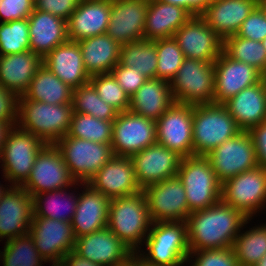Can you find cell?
I'll return each instance as SVG.
<instances>
[{"label": "cell", "instance_id": "obj_35", "mask_svg": "<svg viewBox=\"0 0 266 266\" xmlns=\"http://www.w3.org/2000/svg\"><path fill=\"white\" fill-rule=\"evenodd\" d=\"M72 92V88L42 64L24 96L27 99L47 104H72Z\"/></svg>", "mask_w": 266, "mask_h": 266}, {"label": "cell", "instance_id": "obj_6", "mask_svg": "<svg viewBox=\"0 0 266 266\" xmlns=\"http://www.w3.org/2000/svg\"><path fill=\"white\" fill-rule=\"evenodd\" d=\"M177 176L183 183L190 213L221 200L222 184L205 156L183 157Z\"/></svg>", "mask_w": 266, "mask_h": 266}, {"label": "cell", "instance_id": "obj_22", "mask_svg": "<svg viewBox=\"0 0 266 266\" xmlns=\"http://www.w3.org/2000/svg\"><path fill=\"white\" fill-rule=\"evenodd\" d=\"M73 251L101 266H116L134 253L108 227L76 238Z\"/></svg>", "mask_w": 266, "mask_h": 266}, {"label": "cell", "instance_id": "obj_30", "mask_svg": "<svg viewBox=\"0 0 266 266\" xmlns=\"http://www.w3.org/2000/svg\"><path fill=\"white\" fill-rule=\"evenodd\" d=\"M42 64V58L30 50L0 56V84L21 97Z\"/></svg>", "mask_w": 266, "mask_h": 266}, {"label": "cell", "instance_id": "obj_34", "mask_svg": "<svg viewBox=\"0 0 266 266\" xmlns=\"http://www.w3.org/2000/svg\"><path fill=\"white\" fill-rule=\"evenodd\" d=\"M32 198L33 216L71 222L78 203V182L69 188L40 193Z\"/></svg>", "mask_w": 266, "mask_h": 266}, {"label": "cell", "instance_id": "obj_28", "mask_svg": "<svg viewBox=\"0 0 266 266\" xmlns=\"http://www.w3.org/2000/svg\"><path fill=\"white\" fill-rule=\"evenodd\" d=\"M42 61L43 65L72 89L89 83L90 76L84 68L77 41L68 40L57 46Z\"/></svg>", "mask_w": 266, "mask_h": 266}, {"label": "cell", "instance_id": "obj_11", "mask_svg": "<svg viewBox=\"0 0 266 266\" xmlns=\"http://www.w3.org/2000/svg\"><path fill=\"white\" fill-rule=\"evenodd\" d=\"M218 181L223 184L230 178L259 166L256 150L248 131H241L205 156Z\"/></svg>", "mask_w": 266, "mask_h": 266}, {"label": "cell", "instance_id": "obj_17", "mask_svg": "<svg viewBox=\"0 0 266 266\" xmlns=\"http://www.w3.org/2000/svg\"><path fill=\"white\" fill-rule=\"evenodd\" d=\"M130 158L136 181L143 190L147 185L176 177L183 157L176 151L155 143L132 154Z\"/></svg>", "mask_w": 266, "mask_h": 266}, {"label": "cell", "instance_id": "obj_42", "mask_svg": "<svg viewBox=\"0 0 266 266\" xmlns=\"http://www.w3.org/2000/svg\"><path fill=\"white\" fill-rule=\"evenodd\" d=\"M155 45L157 50L156 78L170 83L185 57L173 37L155 40Z\"/></svg>", "mask_w": 266, "mask_h": 266}, {"label": "cell", "instance_id": "obj_61", "mask_svg": "<svg viewBox=\"0 0 266 266\" xmlns=\"http://www.w3.org/2000/svg\"><path fill=\"white\" fill-rule=\"evenodd\" d=\"M142 266H153V265H149L146 262L142 261Z\"/></svg>", "mask_w": 266, "mask_h": 266}, {"label": "cell", "instance_id": "obj_39", "mask_svg": "<svg viewBox=\"0 0 266 266\" xmlns=\"http://www.w3.org/2000/svg\"><path fill=\"white\" fill-rule=\"evenodd\" d=\"M223 51L232 59L253 66L266 77V51L262 42L233 35L223 41Z\"/></svg>", "mask_w": 266, "mask_h": 266}, {"label": "cell", "instance_id": "obj_32", "mask_svg": "<svg viewBox=\"0 0 266 266\" xmlns=\"http://www.w3.org/2000/svg\"><path fill=\"white\" fill-rule=\"evenodd\" d=\"M192 15L183 7L149 0L144 25V40H158L173 37Z\"/></svg>", "mask_w": 266, "mask_h": 266}, {"label": "cell", "instance_id": "obj_27", "mask_svg": "<svg viewBox=\"0 0 266 266\" xmlns=\"http://www.w3.org/2000/svg\"><path fill=\"white\" fill-rule=\"evenodd\" d=\"M242 131L266 120V77L223 103Z\"/></svg>", "mask_w": 266, "mask_h": 266}, {"label": "cell", "instance_id": "obj_4", "mask_svg": "<svg viewBox=\"0 0 266 266\" xmlns=\"http://www.w3.org/2000/svg\"><path fill=\"white\" fill-rule=\"evenodd\" d=\"M72 104H47L19 98L16 126L39 137L46 144H55L67 135L72 120Z\"/></svg>", "mask_w": 266, "mask_h": 266}, {"label": "cell", "instance_id": "obj_1", "mask_svg": "<svg viewBox=\"0 0 266 266\" xmlns=\"http://www.w3.org/2000/svg\"><path fill=\"white\" fill-rule=\"evenodd\" d=\"M247 219L240 210L222 200L190 213L186 220L190 252L232 247Z\"/></svg>", "mask_w": 266, "mask_h": 266}, {"label": "cell", "instance_id": "obj_16", "mask_svg": "<svg viewBox=\"0 0 266 266\" xmlns=\"http://www.w3.org/2000/svg\"><path fill=\"white\" fill-rule=\"evenodd\" d=\"M29 233L47 263L62 262L74 250L76 237L71 222L33 216Z\"/></svg>", "mask_w": 266, "mask_h": 266}, {"label": "cell", "instance_id": "obj_44", "mask_svg": "<svg viewBox=\"0 0 266 266\" xmlns=\"http://www.w3.org/2000/svg\"><path fill=\"white\" fill-rule=\"evenodd\" d=\"M89 83L105 103L113 106L119 112L129 110L130 97L111 73L91 76Z\"/></svg>", "mask_w": 266, "mask_h": 266}, {"label": "cell", "instance_id": "obj_14", "mask_svg": "<svg viewBox=\"0 0 266 266\" xmlns=\"http://www.w3.org/2000/svg\"><path fill=\"white\" fill-rule=\"evenodd\" d=\"M157 143L156 121L128 111L119 112L113 121L112 151L116 156H131Z\"/></svg>", "mask_w": 266, "mask_h": 266}, {"label": "cell", "instance_id": "obj_51", "mask_svg": "<svg viewBox=\"0 0 266 266\" xmlns=\"http://www.w3.org/2000/svg\"><path fill=\"white\" fill-rule=\"evenodd\" d=\"M254 144L258 164L266 169V120L248 130Z\"/></svg>", "mask_w": 266, "mask_h": 266}, {"label": "cell", "instance_id": "obj_29", "mask_svg": "<svg viewBox=\"0 0 266 266\" xmlns=\"http://www.w3.org/2000/svg\"><path fill=\"white\" fill-rule=\"evenodd\" d=\"M30 51L42 59L57 46L68 41L67 21L34 9L28 17Z\"/></svg>", "mask_w": 266, "mask_h": 266}, {"label": "cell", "instance_id": "obj_19", "mask_svg": "<svg viewBox=\"0 0 266 266\" xmlns=\"http://www.w3.org/2000/svg\"><path fill=\"white\" fill-rule=\"evenodd\" d=\"M214 74L215 104H223L241 90L259 83L265 77L253 66L232 59L224 51L214 61Z\"/></svg>", "mask_w": 266, "mask_h": 266}, {"label": "cell", "instance_id": "obj_54", "mask_svg": "<svg viewBox=\"0 0 266 266\" xmlns=\"http://www.w3.org/2000/svg\"><path fill=\"white\" fill-rule=\"evenodd\" d=\"M11 128L12 126L9 123L0 122V153L5 144L7 134Z\"/></svg>", "mask_w": 266, "mask_h": 266}, {"label": "cell", "instance_id": "obj_15", "mask_svg": "<svg viewBox=\"0 0 266 266\" xmlns=\"http://www.w3.org/2000/svg\"><path fill=\"white\" fill-rule=\"evenodd\" d=\"M193 105L175 102L157 121V143L182 157L193 156Z\"/></svg>", "mask_w": 266, "mask_h": 266}, {"label": "cell", "instance_id": "obj_25", "mask_svg": "<svg viewBox=\"0 0 266 266\" xmlns=\"http://www.w3.org/2000/svg\"><path fill=\"white\" fill-rule=\"evenodd\" d=\"M260 0H213L200 15L224 41L236 35Z\"/></svg>", "mask_w": 266, "mask_h": 266}, {"label": "cell", "instance_id": "obj_24", "mask_svg": "<svg viewBox=\"0 0 266 266\" xmlns=\"http://www.w3.org/2000/svg\"><path fill=\"white\" fill-rule=\"evenodd\" d=\"M110 201L88 183H78V203L71 221L76 238L107 227Z\"/></svg>", "mask_w": 266, "mask_h": 266}, {"label": "cell", "instance_id": "obj_55", "mask_svg": "<svg viewBox=\"0 0 266 266\" xmlns=\"http://www.w3.org/2000/svg\"><path fill=\"white\" fill-rule=\"evenodd\" d=\"M116 266H142V259L136 253H133L126 261Z\"/></svg>", "mask_w": 266, "mask_h": 266}, {"label": "cell", "instance_id": "obj_56", "mask_svg": "<svg viewBox=\"0 0 266 266\" xmlns=\"http://www.w3.org/2000/svg\"><path fill=\"white\" fill-rule=\"evenodd\" d=\"M0 179H4V181L2 180V182L4 183L5 181V185L0 181V200L3 198V196L6 194V192L12 187V185L6 180V178L1 174V178Z\"/></svg>", "mask_w": 266, "mask_h": 266}, {"label": "cell", "instance_id": "obj_9", "mask_svg": "<svg viewBox=\"0 0 266 266\" xmlns=\"http://www.w3.org/2000/svg\"><path fill=\"white\" fill-rule=\"evenodd\" d=\"M221 200L247 218L262 215L266 211V169L258 166L225 181L221 187Z\"/></svg>", "mask_w": 266, "mask_h": 266}, {"label": "cell", "instance_id": "obj_38", "mask_svg": "<svg viewBox=\"0 0 266 266\" xmlns=\"http://www.w3.org/2000/svg\"><path fill=\"white\" fill-rule=\"evenodd\" d=\"M4 244L0 257V265L2 266H43L47 263L37 251L33 237L29 232L11 238Z\"/></svg>", "mask_w": 266, "mask_h": 266}, {"label": "cell", "instance_id": "obj_52", "mask_svg": "<svg viewBox=\"0 0 266 266\" xmlns=\"http://www.w3.org/2000/svg\"><path fill=\"white\" fill-rule=\"evenodd\" d=\"M164 3L181 6L192 16L201 15L213 0H159Z\"/></svg>", "mask_w": 266, "mask_h": 266}, {"label": "cell", "instance_id": "obj_57", "mask_svg": "<svg viewBox=\"0 0 266 266\" xmlns=\"http://www.w3.org/2000/svg\"><path fill=\"white\" fill-rule=\"evenodd\" d=\"M254 266H266V254Z\"/></svg>", "mask_w": 266, "mask_h": 266}, {"label": "cell", "instance_id": "obj_3", "mask_svg": "<svg viewBox=\"0 0 266 266\" xmlns=\"http://www.w3.org/2000/svg\"><path fill=\"white\" fill-rule=\"evenodd\" d=\"M151 224L143 190L111 199L107 227L134 253L143 245Z\"/></svg>", "mask_w": 266, "mask_h": 266}, {"label": "cell", "instance_id": "obj_50", "mask_svg": "<svg viewBox=\"0 0 266 266\" xmlns=\"http://www.w3.org/2000/svg\"><path fill=\"white\" fill-rule=\"evenodd\" d=\"M19 96L0 84V122L16 126Z\"/></svg>", "mask_w": 266, "mask_h": 266}, {"label": "cell", "instance_id": "obj_5", "mask_svg": "<svg viewBox=\"0 0 266 266\" xmlns=\"http://www.w3.org/2000/svg\"><path fill=\"white\" fill-rule=\"evenodd\" d=\"M241 131L223 104L193 105V156H206Z\"/></svg>", "mask_w": 266, "mask_h": 266}, {"label": "cell", "instance_id": "obj_48", "mask_svg": "<svg viewBox=\"0 0 266 266\" xmlns=\"http://www.w3.org/2000/svg\"><path fill=\"white\" fill-rule=\"evenodd\" d=\"M122 89L131 97L137 89L148 79L138 69L120 65L119 63L110 72Z\"/></svg>", "mask_w": 266, "mask_h": 266}, {"label": "cell", "instance_id": "obj_2", "mask_svg": "<svg viewBox=\"0 0 266 266\" xmlns=\"http://www.w3.org/2000/svg\"><path fill=\"white\" fill-rule=\"evenodd\" d=\"M190 253L187 224L152 222L143 245L136 254L153 266H185Z\"/></svg>", "mask_w": 266, "mask_h": 266}, {"label": "cell", "instance_id": "obj_41", "mask_svg": "<svg viewBox=\"0 0 266 266\" xmlns=\"http://www.w3.org/2000/svg\"><path fill=\"white\" fill-rule=\"evenodd\" d=\"M112 130L113 121L97 119L88 114L73 112L67 135L92 142L111 144Z\"/></svg>", "mask_w": 266, "mask_h": 266}, {"label": "cell", "instance_id": "obj_18", "mask_svg": "<svg viewBox=\"0 0 266 266\" xmlns=\"http://www.w3.org/2000/svg\"><path fill=\"white\" fill-rule=\"evenodd\" d=\"M185 58L214 62L223 51V40L200 16H192L175 33Z\"/></svg>", "mask_w": 266, "mask_h": 266}, {"label": "cell", "instance_id": "obj_53", "mask_svg": "<svg viewBox=\"0 0 266 266\" xmlns=\"http://www.w3.org/2000/svg\"><path fill=\"white\" fill-rule=\"evenodd\" d=\"M62 262L66 266H101L99 264L93 263L92 261L81 257L74 251L69 252L63 259Z\"/></svg>", "mask_w": 266, "mask_h": 266}, {"label": "cell", "instance_id": "obj_60", "mask_svg": "<svg viewBox=\"0 0 266 266\" xmlns=\"http://www.w3.org/2000/svg\"><path fill=\"white\" fill-rule=\"evenodd\" d=\"M262 44H263V47H264V49L266 51V38L262 41Z\"/></svg>", "mask_w": 266, "mask_h": 266}, {"label": "cell", "instance_id": "obj_49", "mask_svg": "<svg viewBox=\"0 0 266 266\" xmlns=\"http://www.w3.org/2000/svg\"><path fill=\"white\" fill-rule=\"evenodd\" d=\"M79 2L80 0H34V9L68 21Z\"/></svg>", "mask_w": 266, "mask_h": 266}, {"label": "cell", "instance_id": "obj_20", "mask_svg": "<svg viewBox=\"0 0 266 266\" xmlns=\"http://www.w3.org/2000/svg\"><path fill=\"white\" fill-rule=\"evenodd\" d=\"M149 0H111L106 34L121 45L144 39Z\"/></svg>", "mask_w": 266, "mask_h": 266}, {"label": "cell", "instance_id": "obj_47", "mask_svg": "<svg viewBox=\"0 0 266 266\" xmlns=\"http://www.w3.org/2000/svg\"><path fill=\"white\" fill-rule=\"evenodd\" d=\"M34 10V0H0V23L28 18Z\"/></svg>", "mask_w": 266, "mask_h": 266}, {"label": "cell", "instance_id": "obj_59", "mask_svg": "<svg viewBox=\"0 0 266 266\" xmlns=\"http://www.w3.org/2000/svg\"><path fill=\"white\" fill-rule=\"evenodd\" d=\"M260 4L265 8L266 10V0H260Z\"/></svg>", "mask_w": 266, "mask_h": 266}, {"label": "cell", "instance_id": "obj_45", "mask_svg": "<svg viewBox=\"0 0 266 266\" xmlns=\"http://www.w3.org/2000/svg\"><path fill=\"white\" fill-rule=\"evenodd\" d=\"M187 266H239L232 247L192 251Z\"/></svg>", "mask_w": 266, "mask_h": 266}, {"label": "cell", "instance_id": "obj_12", "mask_svg": "<svg viewBox=\"0 0 266 266\" xmlns=\"http://www.w3.org/2000/svg\"><path fill=\"white\" fill-rule=\"evenodd\" d=\"M75 183L62 153L55 144H46L38 153L30 175L21 187L33 197L40 193L69 188Z\"/></svg>", "mask_w": 266, "mask_h": 266}, {"label": "cell", "instance_id": "obj_7", "mask_svg": "<svg viewBox=\"0 0 266 266\" xmlns=\"http://www.w3.org/2000/svg\"><path fill=\"white\" fill-rule=\"evenodd\" d=\"M46 145L39 137L13 126L0 153L2 175L12 186H21L29 177L36 157Z\"/></svg>", "mask_w": 266, "mask_h": 266}, {"label": "cell", "instance_id": "obj_58", "mask_svg": "<svg viewBox=\"0 0 266 266\" xmlns=\"http://www.w3.org/2000/svg\"><path fill=\"white\" fill-rule=\"evenodd\" d=\"M51 266H66L63 262H52L49 263Z\"/></svg>", "mask_w": 266, "mask_h": 266}, {"label": "cell", "instance_id": "obj_21", "mask_svg": "<svg viewBox=\"0 0 266 266\" xmlns=\"http://www.w3.org/2000/svg\"><path fill=\"white\" fill-rule=\"evenodd\" d=\"M88 184L110 199L142 191L136 181L130 156L114 155L88 181Z\"/></svg>", "mask_w": 266, "mask_h": 266}, {"label": "cell", "instance_id": "obj_13", "mask_svg": "<svg viewBox=\"0 0 266 266\" xmlns=\"http://www.w3.org/2000/svg\"><path fill=\"white\" fill-rule=\"evenodd\" d=\"M143 192L152 222H186L188 219L186 192L178 176L147 185Z\"/></svg>", "mask_w": 266, "mask_h": 266}, {"label": "cell", "instance_id": "obj_31", "mask_svg": "<svg viewBox=\"0 0 266 266\" xmlns=\"http://www.w3.org/2000/svg\"><path fill=\"white\" fill-rule=\"evenodd\" d=\"M174 103L169 82L147 79L130 97L129 111L157 121Z\"/></svg>", "mask_w": 266, "mask_h": 266}, {"label": "cell", "instance_id": "obj_10", "mask_svg": "<svg viewBox=\"0 0 266 266\" xmlns=\"http://www.w3.org/2000/svg\"><path fill=\"white\" fill-rule=\"evenodd\" d=\"M55 146L62 153L70 175L78 183H88L114 156L111 144L92 142L68 135L60 138Z\"/></svg>", "mask_w": 266, "mask_h": 266}, {"label": "cell", "instance_id": "obj_43", "mask_svg": "<svg viewBox=\"0 0 266 266\" xmlns=\"http://www.w3.org/2000/svg\"><path fill=\"white\" fill-rule=\"evenodd\" d=\"M28 18L0 23V56L30 50Z\"/></svg>", "mask_w": 266, "mask_h": 266}, {"label": "cell", "instance_id": "obj_40", "mask_svg": "<svg viewBox=\"0 0 266 266\" xmlns=\"http://www.w3.org/2000/svg\"><path fill=\"white\" fill-rule=\"evenodd\" d=\"M72 106L75 113L88 114L107 121H114L119 114L117 109L99 97L90 83L73 89Z\"/></svg>", "mask_w": 266, "mask_h": 266}, {"label": "cell", "instance_id": "obj_33", "mask_svg": "<svg viewBox=\"0 0 266 266\" xmlns=\"http://www.w3.org/2000/svg\"><path fill=\"white\" fill-rule=\"evenodd\" d=\"M77 42L81 49L84 68L90 77L110 73L119 63L122 45L106 33Z\"/></svg>", "mask_w": 266, "mask_h": 266}, {"label": "cell", "instance_id": "obj_23", "mask_svg": "<svg viewBox=\"0 0 266 266\" xmlns=\"http://www.w3.org/2000/svg\"><path fill=\"white\" fill-rule=\"evenodd\" d=\"M32 218V196L21 186H12L0 200V242L27 234Z\"/></svg>", "mask_w": 266, "mask_h": 266}, {"label": "cell", "instance_id": "obj_37", "mask_svg": "<svg viewBox=\"0 0 266 266\" xmlns=\"http://www.w3.org/2000/svg\"><path fill=\"white\" fill-rule=\"evenodd\" d=\"M119 64L138 69L148 79L156 78L157 50L155 40H140L123 44Z\"/></svg>", "mask_w": 266, "mask_h": 266}, {"label": "cell", "instance_id": "obj_8", "mask_svg": "<svg viewBox=\"0 0 266 266\" xmlns=\"http://www.w3.org/2000/svg\"><path fill=\"white\" fill-rule=\"evenodd\" d=\"M170 86L177 103L212 104L215 92L214 62L184 58Z\"/></svg>", "mask_w": 266, "mask_h": 266}, {"label": "cell", "instance_id": "obj_36", "mask_svg": "<svg viewBox=\"0 0 266 266\" xmlns=\"http://www.w3.org/2000/svg\"><path fill=\"white\" fill-rule=\"evenodd\" d=\"M253 220H246L232 246L239 266H254L266 254V222L256 224Z\"/></svg>", "mask_w": 266, "mask_h": 266}, {"label": "cell", "instance_id": "obj_26", "mask_svg": "<svg viewBox=\"0 0 266 266\" xmlns=\"http://www.w3.org/2000/svg\"><path fill=\"white\" fill-rule=\"evenodd\" d=\"M111 10V0H80L67 21L68 40L79 41L105 34Z\"/></svg>", "mask_w": 266, "mask_h": 266}, {"label": "cell", "instance_id": "obj_46", "mask_svg": "<svg viewBox=\"0 0 266 266\" xmlns=\"http://www.w3.org/2000/svg\"><path fill=\"white\" fill-rule=\"evenodd\" d=\"M236 35L257 42L266 38V10L260 3L243 21Z\"/></svg>", "mask_w": 266, "mask_h": 266}]
</instances>
